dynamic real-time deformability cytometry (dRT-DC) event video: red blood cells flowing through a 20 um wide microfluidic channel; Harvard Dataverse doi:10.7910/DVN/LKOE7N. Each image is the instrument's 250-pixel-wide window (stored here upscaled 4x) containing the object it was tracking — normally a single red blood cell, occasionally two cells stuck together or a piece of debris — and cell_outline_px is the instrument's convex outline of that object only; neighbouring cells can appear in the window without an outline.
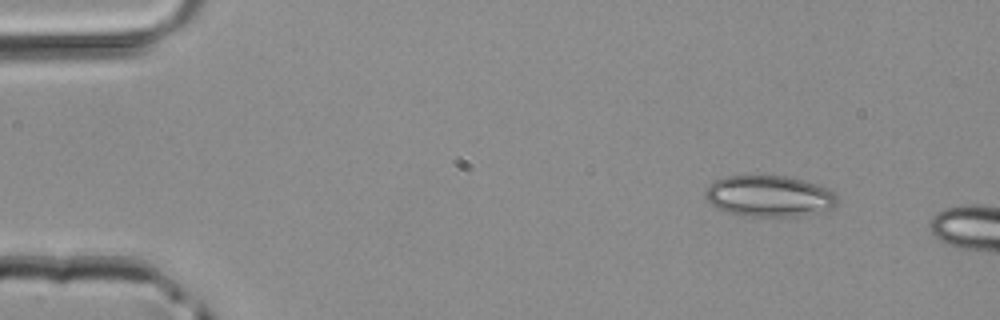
{"species": "common noctule bat (a hibernating species)", "species_latin": "Nyctalus noctula", "temperature_condition": "room temperature", "stored_images_in_passage": 3, "camera_frame_rate_fps": 3000, "um_per_image_px": 0.085, "animal": {"sex": "male", "body_mass_g": 20.4}, "frame": {"image": 1, "passage_image": 1, "time_ms": 0.0, "image_size_px": [1000, 320], "cell_outline_px": [[840, 200], [832, 208], [816, 212], [792, 216], [744, 216], [728, 212], [716, 208], [704, 196], [704, 188], [716, 180], [724, 176], [788, 176], [804, 180], [816, 184], [836, 192], [840, 196]], "centroid_in_image_um": [65.38, 16.66], "position_along_channel_um": 19.6, "area_um2": 31.79}}